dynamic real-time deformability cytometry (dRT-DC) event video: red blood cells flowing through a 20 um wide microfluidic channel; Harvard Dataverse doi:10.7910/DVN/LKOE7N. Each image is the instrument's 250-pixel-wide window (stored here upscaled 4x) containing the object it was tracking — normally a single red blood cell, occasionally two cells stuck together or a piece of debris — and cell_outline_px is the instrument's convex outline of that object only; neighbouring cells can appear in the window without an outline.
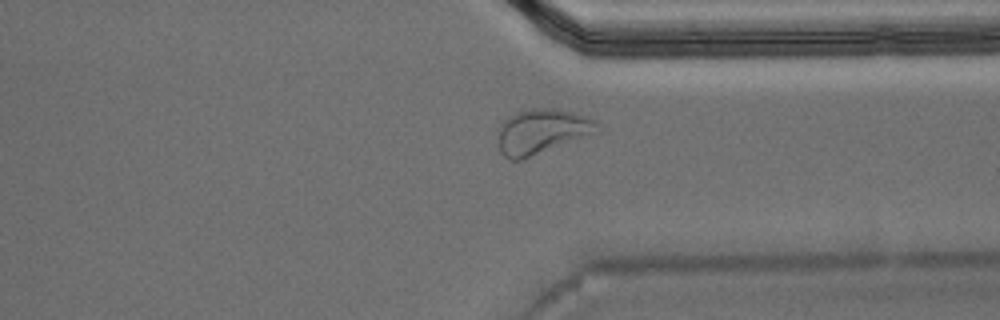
{"species": "Egyptian fruit bat (a non-hibernating species)", "species_latin": "Rousettus aegyptiacus", "temperature_condition": "warm", "stored_images_in_passage": 47, "camera_frame_rate_fps": 3000, "um_per_image_px": 0.085, "animal": {"sex": "male"}, "frame": {"image": 1, "passage_image": 34, "time_ms": 11.0, "image_size_px": [1000, 320], "cell_outline_px": [[600, 132], [520, 160], [508, 160], [500, 152], [496, 140], [500, 128], [504, 120], [508, 116], [516, 112], [532, 108], [556, 108], [588, 116], [596, 120], [600, 124]], "centroid_in_image_um": [46.07, 11.17], "position_along_channel_um": 365.3, "area_um2": 26.36}}
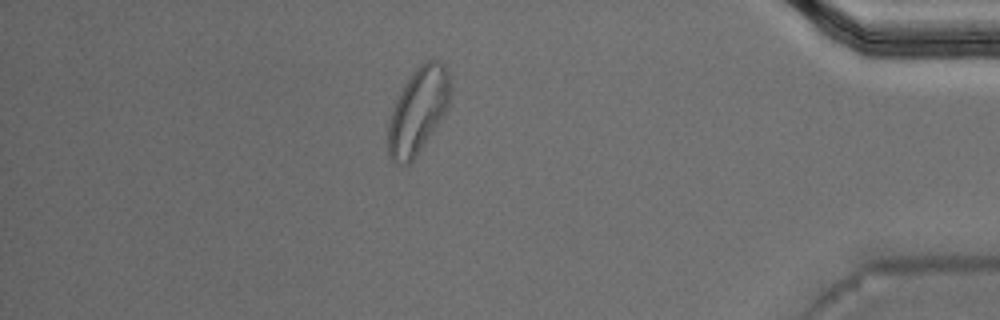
{"frame": {"image": 2, "passage_image": 40, "time_ms": 13.0, "image_size_px": [1000, 320], "cell_outline_px": [[448, 104], [444, 112], [416, 156], [408, 164], [396, 164], [388, 156], [388, 124], [392, 108], [400, 92], [412, 72], [424, 60], [440, 60], [444, 64], [448, 72]], "centroid_in_image_um": [35.48, 9.4], "position_along_channel_um": 399.7, "area_um2": 30.29}, "authors_computed_cell_mechanics": {"area_um2": 21.3282, "velocity_mm_per_s": 3.7554, "shape_relaxation_time_tau1_ms": 10.1608, "shape_relaxation_time_tau2_ms": 2.2245, "deformation_change_tau1": 0.2557, "deformation_change_tau2": 0.0861}}